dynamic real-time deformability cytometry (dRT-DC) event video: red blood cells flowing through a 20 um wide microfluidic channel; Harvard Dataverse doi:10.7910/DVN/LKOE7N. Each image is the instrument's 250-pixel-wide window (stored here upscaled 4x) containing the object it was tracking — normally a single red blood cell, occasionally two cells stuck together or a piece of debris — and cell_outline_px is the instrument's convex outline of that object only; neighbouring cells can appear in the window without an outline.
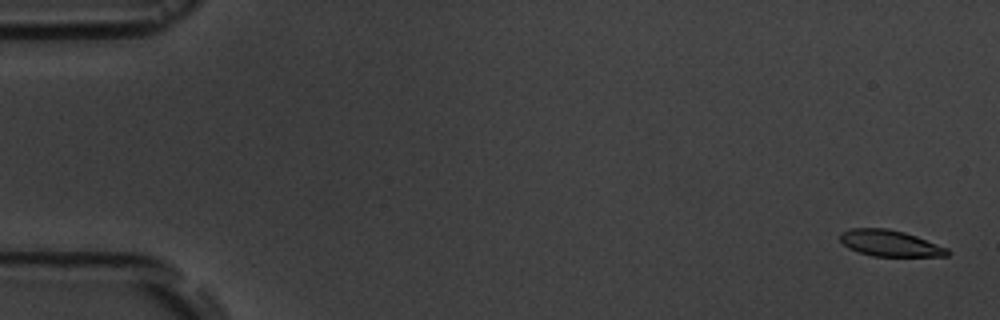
{"species": "common noctule bat (a hibernating species)", "species_latin": "Nyctalus noctula", "temperature_condition": "room temperature", "stored_images_in_passage": 6, "camera_frame_rate_fps": 3000, "um_per_image_px": 0.085, "animal": {"sex": "male", "body_mass_g": 19.5, "forearm_length_mm": 54.6}, "frame": {"image": 1, "passage_image": 1, "time_ms": 0.0, "image_size_px": [1000, 320], "cell_outline_px": [[952, 252], [948, 256], [872, 256], [848, 248], [840, 240], [840, 232], [848, 228], [888, 228], [904, 232], [916, 236], [948, 248]], "centroid_in_image_um": [75.65, 20.67], "position_along_channel_um": 9.4, "area_um2": 16.47}}
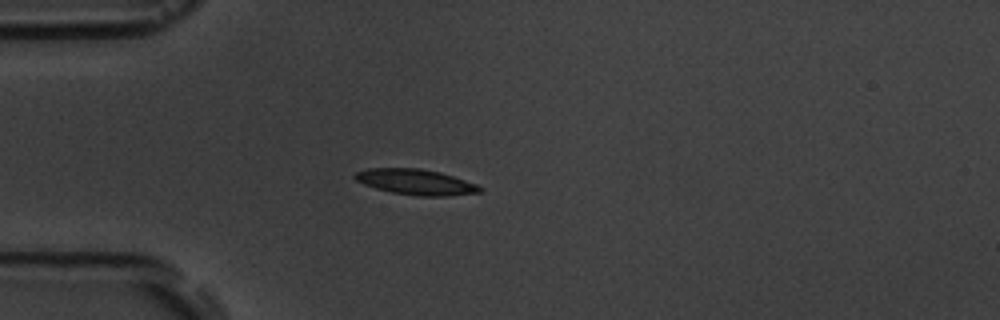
{"frame": {"image": 2, "passage_image": 5, "time_ms": 4.667, "image_size_px": [1000, 320], "cell_outline_px": [[484, 188], [480, 192], [448, 196], [416, 196], [392, 192], [376, 188], [364, 184], [356, 180], [352, 176], [356, 172], [368, 168], [420, 168], [440, 172], [476, 184]], "centroid_in_image_um": [35.33, 15.47], "position_along_channel_um": 49.7, "area_um2": 18.55}}